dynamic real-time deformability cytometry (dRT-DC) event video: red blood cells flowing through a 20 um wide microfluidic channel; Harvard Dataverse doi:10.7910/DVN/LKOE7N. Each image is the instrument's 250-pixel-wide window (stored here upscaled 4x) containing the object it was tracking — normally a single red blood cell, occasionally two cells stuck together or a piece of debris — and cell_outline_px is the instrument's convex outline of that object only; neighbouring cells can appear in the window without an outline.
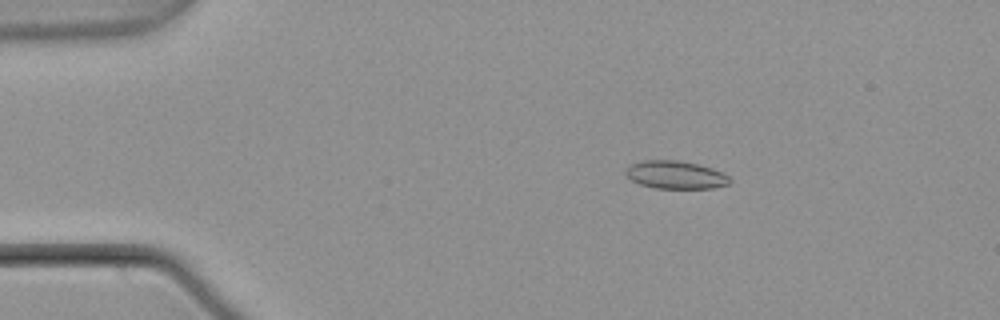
{"species": "common noctule bat (a hibernating species)", "species_latin": "Nyctalus noctula", "temperature_condition": "warm", "stored_images_in_passage": 6, "camera_frame_rate_fps": 3000, "um_per_image_px": 0.085, "animal": {"sex": "male", "body_mass_g": 21.5, "forearm_length_mm": 52.0}, "frame": {"image": 1, "passage_image": 3, "time_ms": 0.667, "image_size_px": [1000, 320], "cell_outline_px": [[732, 180], [728, 184], [712, 188], [656, 188], [640, 184], [632, 180], [624, 172], [624, 168], [628, 164], [644, 160], [676, 160], [696, 164], [712, 168], [728, 176]], "centroid_in_image_um": [57.37, 14.85], "position_along_channel_um": 27.6, "area_um2": 16.88}}
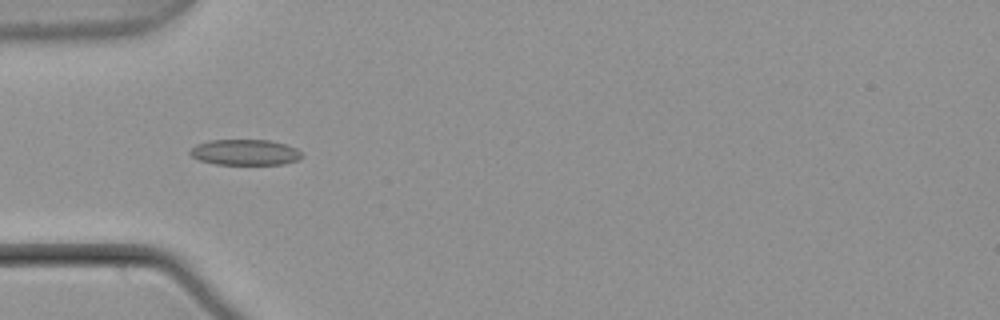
{"frame": {"image": 2, "passage_image": 5, "time_ms": 1.333, "image_size_px": [1000, 320], "cell_outline_px": [[304, 156], [296, 160], [284, 164], [216, 164], [200, 160], [192, 156], [188, 152], [196, 144], [208, 140], [268, 140], [284, 144], [296, 148]], "centroid_in_image_um": [20.81, 12.94], "position_along_channel_um": 64.2, "area_um2": 16.65}}
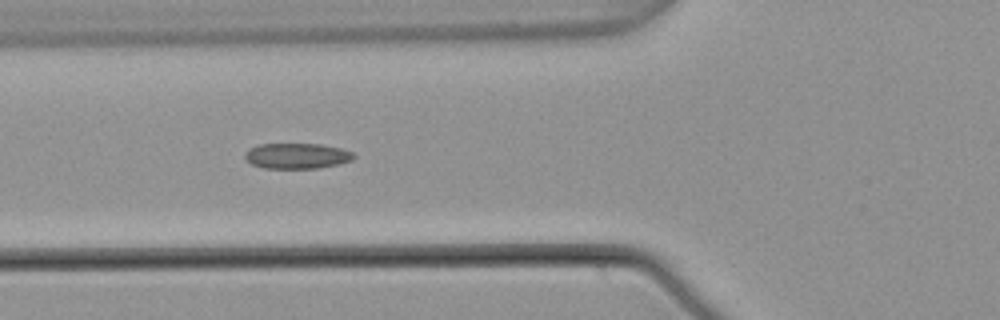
{"frame": {"image": 3, "passage_image": 6, "time_ms": 1.667, "image_size_px": [1000, 320], "cell_outline_px": [[356, 156], [352, 160], [340, 164], [320, 168], [264, 168], [252, 164], [244, 156], [244, 152], [260, 144], [320, 144], [340, 148], [352, 152]], "centroid_in_image_um": [25.27, 13.25], "position_along_channel_um": 100.5, "area_um2": 16.13}}